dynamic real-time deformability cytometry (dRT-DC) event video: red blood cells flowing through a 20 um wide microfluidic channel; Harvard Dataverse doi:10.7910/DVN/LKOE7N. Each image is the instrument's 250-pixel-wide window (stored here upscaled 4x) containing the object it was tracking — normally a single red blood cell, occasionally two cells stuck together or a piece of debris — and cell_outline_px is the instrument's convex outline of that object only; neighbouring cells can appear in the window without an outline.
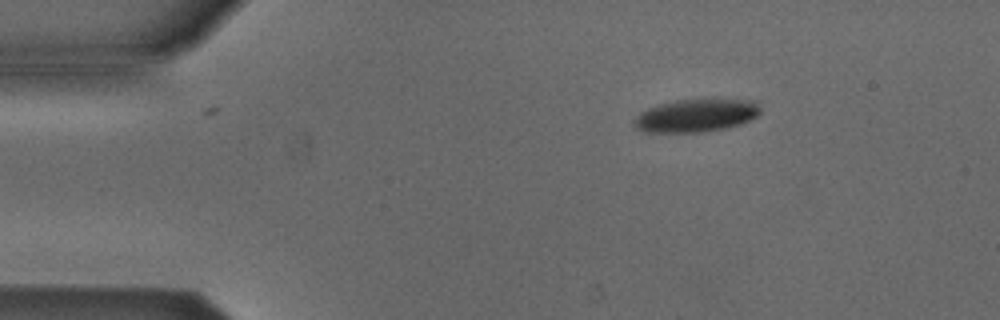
{"species": "Egyptian fruit bat (a non-hibernating species)", "species_latin": "Rousettus aegyptiacus", "temperature_condition": "cold", "stored_images_in_passage": 5, "camera_frame_rate_fps": 3000, "um_per_image_px": 0.085, "animal": {"sex": "male"}, "frame": {"image": 1, "passage_image": 3, "time_ms": 0.667, "image_size_px": [1000, 320], "cell_outline_px": [[760, 112], [756, 116], [740, 124], [724, 128], [704, 132], [644, 132], [636, 128], [636, 120], [640, 112], [648, 108], [660, 104], [676, 100], [712, 96], [756, 100], [760, 108]], "centroid_in_image_um": [59.25, 9.76], "position_along_channel_um": 25.7, "area_um2": 24.91}}
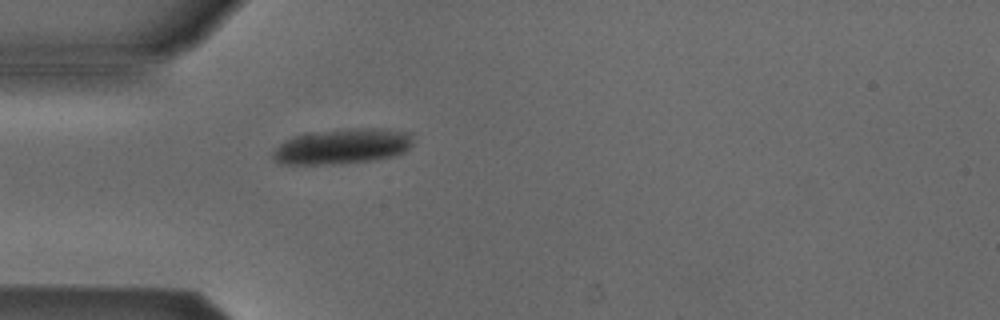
{"frame": {"image": 2, "passage_image": 5, "time_ms": 1.333, "image_size_px": [1000, 320], "cell_outline_px": [[412, 144], [404, 152], [392, 156], [368, 160], [340, 164], [280, 164], [272, 160], [272, 148], [296, 136], [312, 132], [344, 128], [388, 128], [412, 132]], "centroid_in_image_um": [29.1, 12.42], "position_along_channel_um": 55.9, "area_um2": 29.13}}